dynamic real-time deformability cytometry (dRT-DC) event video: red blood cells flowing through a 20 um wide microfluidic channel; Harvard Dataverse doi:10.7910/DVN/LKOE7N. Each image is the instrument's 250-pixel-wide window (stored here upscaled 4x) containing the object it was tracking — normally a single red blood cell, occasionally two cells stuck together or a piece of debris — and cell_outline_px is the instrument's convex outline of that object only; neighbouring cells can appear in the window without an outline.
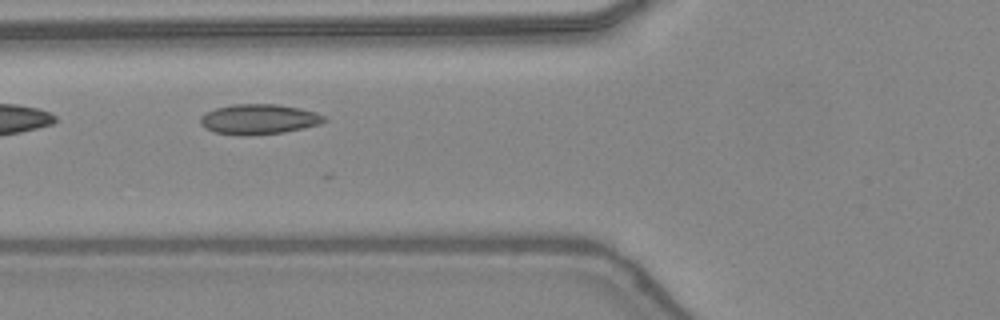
{"species": "common noctule bat (a hibernating species)", "species_latin": "Nyctalus noctula", "temperature_condition": "warm", "stored_images_in_passage": 26, "camera_frame_rate_fps": 3000, "um_per_image_px": 0.085, "animal": {"sex": "female", "body_mass_g": 24.6, "forearm_length_mm": 56.2}, "frame": {"image": 1, "passage_image": 12, "time_ms": 3.667, "image_size_px": [1000, 320], "cell_outline_px": [[328, 120], [320, 124], [284, 132], [216, 132], [204, 128], [200, 124], [200, 116], [204, 112], [216, 108], [232, 104], [276, 104], [300, 108], [316, 112], [324, 116]], "centroid_in_image_um": [22.02, 10.07], "position_along_channel_um": 103.8, "area_um2": 20.87}}
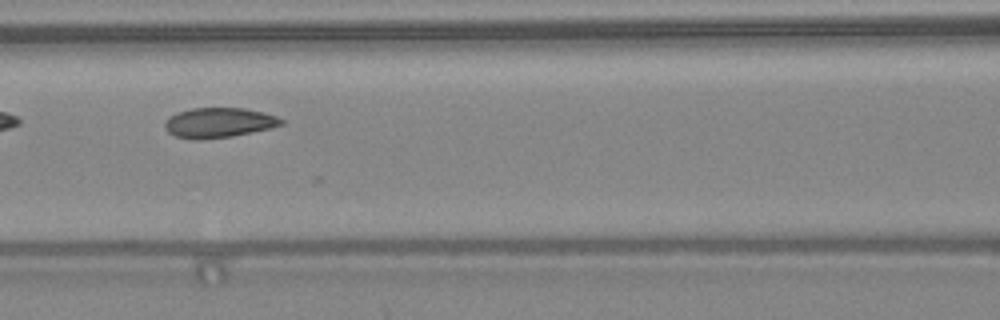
{"frame": {"image": 2, "passage_image": 15, "time_ms": 4.667, "image_size_px": [1000, 320], "cell_outline_px": [[284, 124], [272, 128], [232, 136], [196, 140], [192, 140], [176, 136], [168, 132], [164, 124], [164, 120], [168, 116], [176, 112], [192, 108], [244, 108], [264, 112], [276, 116], [284, 120]], "centroid_in_image_um": [18.59, 10.42], "position_along_channel_um": 148.0, "area_um2": 20.52}}
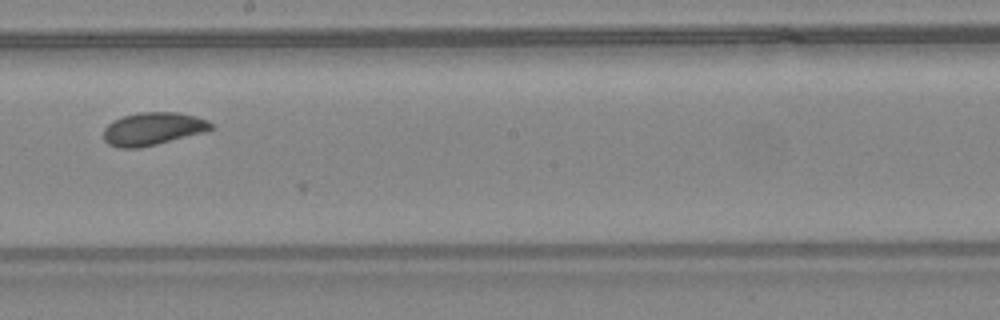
{"frame": {"image": 3, "passage_image": 21, "time_ms": 6.667, "image_size_px": [1000, 320], "cell_outline_px": [[212, 128], [204, 132], [140, 148], [116, 148], [108, 144], [104, 140], [104, 128], [112, 120], [136, 112], [176, 112], [196, 116], [208, 120], [212, 124]], "centroid_in_image_um": [12.96, 10.94], "position_along_channel_um": 235.2, "area_um2": 20.58}}